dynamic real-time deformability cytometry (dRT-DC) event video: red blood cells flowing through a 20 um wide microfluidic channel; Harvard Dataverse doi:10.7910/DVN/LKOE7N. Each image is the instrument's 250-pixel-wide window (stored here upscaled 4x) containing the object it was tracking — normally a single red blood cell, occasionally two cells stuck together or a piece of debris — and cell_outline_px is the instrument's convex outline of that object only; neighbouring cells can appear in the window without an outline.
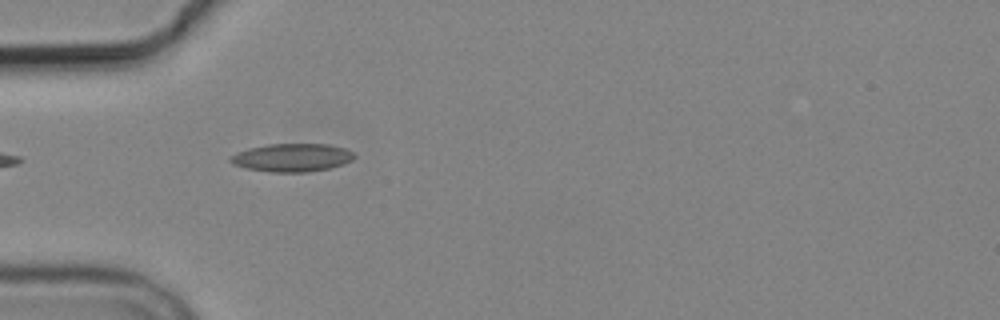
{"species": "common noctule bat (a hibernating species)", "species_latin": "Nyctalus noctula", "temperature_condition": "cold", "stored_images_in_passage": 6, "camera_frame_rate_fps": 3000, "um_per_image_px": 0.085, "animal": {"sex": "male", "body_mass_g": 19.2, "forearm_length_mm": 51.8}, "frame": {"image": 1, "passage_image": 5, "time_ms": 4.667, "image_size_px": [1000, 320], "cell_outline_px": [[356, 156], [352, 160], [344, 164], [328, 168], [308, 172], [268, 172], [244, 168], [232, 164], [228, 160], [228, 156], [236, 152], [248, 148], [268, 144], [328, 144], [344, 148], [352, 152]], "centroid_in_image_um": [24.76, 13.4], "position_along_channel_um": 60.2, "area_um2": 20.52}}